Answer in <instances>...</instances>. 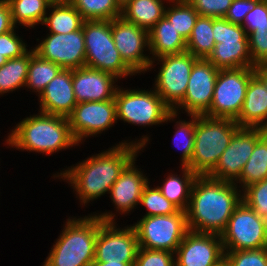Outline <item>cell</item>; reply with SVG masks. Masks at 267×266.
<instances>
[{"instance_id": "16", "label": "cell", "mask_w": 267, "mask_h": 266, "mask_svg": "<svg viewBox=\"0 0 267 266\" xmlns=\"http://www.w3.org/2000/svg\"><path fill=\"white\" fill-rule=\"evenodd\" d=\"M207 59L198 58L191 70L184 99L172 110H185L188 115H204L211 107L217 74Z\"/></svg>"}, {"instance_id": "33", "label": "cell", "mask_w": 267, "mask_h": 266, "mask_svg": "<svg viewBox=\"0 0 267 266\" xmlns=\"http://www.w3.org/2000/svg\"><path fill=\"white\" fill-rule=\"evenodd\" d=\"M170 7L165 9V17L172 23L176 31L187 41L199 16L187 0H170Z\"/></svg>"}, {"instance_id": "6", "label": "cell", "mask_w": 267, "mask_h": 266, "mask_svg": "<svg viewBox=\"0 0 267 266\" xmlns=\"http://www.w3.org/2000/svg\"><path fill=\"white\" fill-rule=\"evenodd\" d=\"M85 66L116 78L137 75L121 58L112 38V20L84 21Z\"/></svg>"}, {"instance_id": "43", "label": "cell", "mask_w": 267, "mask_h": 266, "mask_svg": "<svg viewBox=\"0 0 267 266\" xmlns=\"http://www.w3.org/2000/svg\"><path fill=\"white\" fill-rule=\"evenodd\" d=\"M248 35L258 26L267 25V0H259L244 18L241 24Z\"/></svg>"}, {"instance_id": "21", "label": "cell", "mask_w": 267, "mask_h": 266, "mask_svg": "<svg viewBox=\"0 0 267 266\" xmlns=\"http://www.w3.org/2000/svg\"><path fill=\"white\" fill-rule=\"evenodd\" d=\"M39 101V112L67 118L77 105L72 84V69H62L40 94Z\"/></svg>"}, {"instance_id": "39", "label": "cell", "mask_w": 267, "mask_h": 266, "mask_svg": "<svg viewBox=\"0 0 267 266\" xmlns=\"http://www.w3.org/2000/svg\"><path fill=\"white\" fill-rule=\"evenodd\" d=\"M16 26L13 30L0 35V67L7 60L22 56L28 51L27 44L16 34ZM18 35V36H17Z\"/></svg>"}, {"instance_id": "3", "label": "cell", "mask_w": 267, "mask_h": 266, "mask_svg": "<svg viewBox=\"0 0 267 266\" xmlns=\"http://www.w3.org/2000/svg\"><path fill=\"white\" fill-rule=\"evenodd\" d=\"M115 216L111 211L66 219L62 233L42 266H91L95 260L98 229L104 221H115Z\"/></svg>"}, {"instance_id": "34", "label": "cell", "mask_w": 267, "mask_h": 266, "mask_svg": "<svg viewBox=\"0 0 267 266\" xmlns=\"http://www.w3.org/2000/svg\"><path fill=\"white\" fill-rule=\"evenodd\" d=\"M85 21H111L121 17V8L115 0H68Z\"/></svg>"}, {"instance_id": "48", "label": "cell", "mask_w": 267, "mask_h": 266, "mask_svg": "<svg viewBox=\"0 0 267 266\" xmlns=\"http://www.w3.org/2000/svg\"><path fill=\"white\" fill-rule=\"evenodd\" d=\"M119 7L122 9L131 0H115Z\"/></svg>"}, {"instance_id": "51", "label": "cell", "mask_w": 267, "mask_h": 266, "mask_svg": "<svg viewBox=\"0 0 267 266\" xmlns=\"http://www.w3.org/2000/svg\"><path fill=\"white\" fill-rule=\"evenodd\" d=\"M219 266H228V264L225 261H223Z\"/></svg>"}, {"instance_id": "24", "label": "cell", "mask_w": 267, "mask_h": 266, "mask_svg": "<svg viewBox=\"0 0 267 266\" xmlns=\"http://www.w3.org/2000/svg\"><path fill=\"white\" fill-rule=\"evenodd\" d=\"M148 37V51L152 54L149 69L154 67L155 59L157 58L186 51V40L176 31L165 16L148 32Z\"/></svg>"}, {"instance_id": "1", "label": "cell", "mask_w": 267, "mask_h": 266, "mask_svg": "<svg viewBox=\"0 0 267 266\" xmlns=\"http://www.w3.org/2000/svg\"><path fill=\"white\" fill-rule=\"evenodd\" d=\"M135 140L119 142L116 146L55 174L54 178L61 177L71 184L76 198L79 197L81 205L86 206L90 201L110 192L125 167L137 158L138 153H141L139 151L145 148L150 139L143 135Z\"/></svg>"}, {"instance_id": "8", "label": "cell", "mask_w": 267, "mask_h": 266, "mask_svg": "<svg viewBox=\"0 0 267 266\" xmlns=\"http://www.w3.org/2000/svg\"><path fill=\"white\" fill-rule=\"evenodd\" d=\"M215 46L207 60L218 69L254 68L248 44V35L240 24L223 17H213Z\"/></svg>"}, {"instance_id": "27", "label": "cell", "mask_w": 267, "mask_h": 266, "mask_svg": "<svg viewBox=\"0 0 267 266\" xmlns=\"http://www.w3.org/2000/svg\"><path fill=\"white\" fill-rule=\"evenodd\" d=\"M182 177L170 173L164 179L161 186H157L164 197L173 203L179 210L187 211L192 186L195 179L198 177L189 167L181 166Z\"/></svg>"}, {"instance_id": "9", "label": "cell", "mask_w": 267, "mask_h": 266, "mask_svg": "<svg viewBox=\"0 0 267 266\" xmlns=\"http://www.w3.org/2000/svg\"><path fill=\"white\" fill-rule=\"evenodd\" d=\"M133 226L140 248L174 253L189 231L187 213L182 210L171 215L142 217Z\"/></svg>"}, {"instance_id": "25", "label": "cell", "mask_w": 267, "mask_h": 266, "mask_svg": "<svg viewBox=\"0 0 267 266\" xmlns=\"http://www.w3.org/2000/svg\"><path fill=\"white\" fill-rule=\"evenodd\" d=\"M163 1L131 0L121 9V17L149 32L165 16Z\"/></svg>"}, {"instance_id": "31", "label": "cell", "mask_w": 267, "mask_h": 266, "mask_svg": "<svg viewBox=\"0 0 267 266\" xmlns=\"http://www.w3.org/2000/svg\"><path fill=\"white\" fill-rule=\"evenodd\" d=\"M213 17L198 16L191 35L186 41V51L197 58L207 59L213 52Z\"/></svg>"}, {"instance_id": "35", "label": "cell", "mask_w": 267, "mask_h": 266, "mask_svg": "<svg viewBox=\"0 0 267 266\" xmlns=\"http://www.w3.org/2000/svg\"><path fill=\"white\" fill-rule=\"evenodd\" d=\"M149 183L145 185L139 203L148 211L143 217L176 213L179 209L163 196L158 187L151 188Z\"/></svg>"}, {"instance_id": "28", "label": "cell", "mask_w": 267, "mask_h": 266, "mask_svg": "<svg viewBox=\"0 0 267 266\" xmlns=\"http://www.w3.org/2000/svg\"><path fill=\"white\" fill-rule=\"evenodd\" d=\"M34 53V49L28 50L20 57L7 60L0 67V95L25 87L30 58Z\"/></svg>"}, {"instance_id": "7", "label": "cell", "mask_w": 267, "mask_h": 266, "mask_svg": "<svg viewBox=\"0 0 267 266\" xmlns=\"http://www.w3.org/2000/svg\"><path fill=\"white\" fill-rule=\"evenodd\" d=\"M117 120L140 126L160 125L174 121L177 112L172 111L153 90L123 89L118 86L115 92Z\"/></svg>"}, {"instance_id": "13", "label": "cell", "mask_w": 267, "mask_h": 266, "mask_svg": "<svg viewBox=\"0 0 267 266\" xmlns=\"http://www.w3.org/2000/svg\"><path fill=\"white\" fill-rule=\"evenodd\" d=\"M139 249L137 232L132 225L117 228L116 221H104L96 238L94 262L135 264Z\"/></svg>"}, {"instance_id": "10", "label": "cell", "mask_w": 267, "mask_h": 266, "mask_svg": "<svg viewBox=\"0 0 267 266\" xmlns=\"http://www.w3.org/2000/svg\"><path fill=\"white\" fill-rule=\"evenodd\" d=\"M254 75L253 68L219 69L211 107L204 115L236 120L245 99L247 86Z\"/></svg>"}, {"instance_id": "12", "label": "cell", "mask_w": 267, "mask_h": 266, "mask_svg": "<svg viewBox=\"0 0 267 266\" xmlns=\"http://www.w3.org/2000/svg\"><path fill=\"white\" fill-rule=\"evenodd\" d=\"M197 59L187 51L156 59L160 62V69L154 78L153 88L171 110L184 99L191 70Z\"/></svg>"}, {"instance_id": "42", "label": "cell", "mask_w": 267, "mask_h": 266, "mask_svg": "<svg viewBox=\"0 0 267 266\" xmlns=\"http://www.w3.org/2000/svg\"><path fill=\"white\" fill-rule=\"evenodd\" d=\"M199 16L225 17L233 0H187Z\"/></svg>"}, {"instance_id": "50", "label": "cell", "mask_w": 267, "mask_h": 266, "mask_svg": "<svg viewBox=\"0 0 267 266\" xmlns=\"http://www.w3.org/2000/svg\"><path fill=\"white\" fill-rule=\"evenodd\" d=\"M11 1L13 0H0V2L6 3V4H9Z\"/></svg>"}, {"instance_id": "26", "label": "cell", "mask_w": 267, "mask_h": 266, "mask_svg": "<svg viewBox=\"0 0 267 266\" xmlns=\"http://www.w3.org/2000/svg\"><path fill=\"white\" fill-rule=\"evenodd\" d=\"M48 10H51L50 14L45 16L42 25L49 28V33H70L81 29L85 21L68 0H54Z\"/></svg>"}, {"instance_id": "22", "label": "cell", "mask_w": 267, "mask_h": 266, "mask_svg": "<svg viewBox=\"0 0 267 266\" xmlns=\"http://www.w3.org/2000/svg\"><path fill=\"white\" fill-rule=\"evenodd\" d=\"M134 158L122 171L109 192L112 203L122 214L132 211L140 203L145 185L149 182L146 175L135 165Z\"/></svg>"}, {"instance_id": "47", "label": "cell", "mask_w": 267, "mask_h": 266, "mask_svg": "<svg viewBox=\"0 0 267 266\" xmlns=\"http://www.w3.org/2000/svg\"><path fill=\"white\" fill-rule=\"evenodd\" d=\"M91 266H131L128 263L121 262H93Z\"/></svg>"}, {"instance_id": "2", "label": "cell", "mask_w": 267, "mask_h": 266, "mask_svg": "<svg viewBox=\"0 0 267 266\" xmlns=\"http://www.w3.org/2000/svg\"><path fill=\"white\" fill-rule=\"evenodd\" d=\"M238 184L198 176L191 190L187 213L190 231L221 235L242 201Z\"/></svg>"}, {"instance_id": "17", "label": "cell", "mask_w": 267, "mask_h": 266, "mask_svg": "<svg viewBox=\"0 0 267 266\" xmlns=\"http://www.w3.org/2000/svg\"><path fill=\"white\" fill-rule=\"evenodd\" d=\"M112 38L121 58L136 74L149 70L151 56L143 53L149 49L148 31L118 17L112 20Z\"/></svg>"}, {"instance_id": "36", "label": "cell", "mask_w": 267, "mask_h": 266, "mask_svg": "<svg viewBox=\"0 0 267 266\" xmlns=\"http://www.w3.org/2000/svg\"><path fill=\"white\" fill-rule=\"evenodd\" d=\"M187 116L191 117L190 121L179 120L174 125L177 131L174 132L173 142L182 151L181 166H187L190 163L194 148L196 115Z\"/></svg>"}, {"instance_id": "11", "label": "cell", "mask_w": 267, "mask_h": 266, "mask_svg": "<svg viewBox=\"0 0 267 266\" xmlns=\"http://www.w3.org/2000/svg\"><path fill=\"white\" fill-rule=\"evenodd\" d=\"M267 220L259 217L243 200L235 208L221 234L224 251L264 248Z\"/></svg>"}, {"instance_id": "23", "label": "cell", "mask_w": 267, "mask_h": 266, "mask_svg": "<svg viewBox=\"0 0 267 266\" xmlns=\"http://www.w3.org/2000/svg\"><path fill=\"white\" fill-rule=\"evenodd\" d=\"M235 121L240 127H267V89L256 75L249 81L240 114Z\"/></svg>"}, {"instance_id": "19", "label": "cell", "mask_w": 267, "mask_h": 266, "mask_svg": "<svg viewBox=\"0 0 267 266\" xmlns=\"http://www.w3.org/2000/svg\"><path fill=\"white\" fill-rule=\"evenodd\" d=\"M224 261L221 235L188 231L175 252L176 266H219Z\"/></svg>"}, {"instance_id": "29", "label": "cell", "mask_w": 267, "mask_h": 266, "mask_svg": "<svg viewBox=\"0 0 267 266\" xmlns=\"http://www.w3.org/2000/svg\"><path fill=\"white\" fill-rule=\"evenodd\" d=\"M267 179V132L257 141L253 152L241 172L239 183L242 191L254 183Z\"/></svg>"}, {"instance_id": "44", "label": "cell", "mask_w": 267, "mask_h": 266, "mask_svg": "<svg viewBox=\"0 0 267 266\" xmlns=\"http://www.w3.org/2000/svg\"><path fill=\"white\" fill-rule=\"evenodd\" d=\"M259 0H233L225 15V19L231 23L242 24L247 13L253 9Z\"/></svg>"}, {"instance_id": "37", "label": "cell", "mask_w": 267, "mask_h": 266, "mask_svg": "<svg viewBox=\"0 0 267 266\" xmlns=\"http://www.w3.org/2000/svg\"><path fill=\"white\" fill-rule=\"evenodd\" d=\"M242 200L259 217L267 220V179L246 187L242 191Z\"/></svg>"}, {"instance_id": "45", "label": "cell", "mask_w": 267, "mask_h": 266, "mask_svg": "<svg viewBox=\"0 0 267 266\" xmlns=\"http://www.w3.org/2000/svg\"><path fill=\"white\" fill-rule=\"evenodd\" d=\"M15 27L9 4L0 2V35L13 30Z\"/></svg>"}, {"instance_id": "40", "label": "cell", "mask_w": 267, "mask_h": 266, "mask_svg": "<svg viewBox=\"0 0 267 266\" xmlns=\"http://www.w3.org/2000/svg\"><path fill=\"white\" fill-rule=\"evenodd\" d=\"M249 52L254 66L267 64V25L248 34Z\"/></svg>"}, {"instance_id": "14", "label": "cell", "mask_w": 267, "mask_h": 266, "mask_svg": "<svg viewBox=\"0 0 267 266\" xmlns=\"http://www.w3.org/2000/svg\"><path fill=\"white\" fill-rule=\"evenodd\" d=\"M265 133L266 130L262 128L240 127L220 156L216 167L207 176L235 183L240 178L255 144Z\"/></svg>"}, {"instance_id": "15", "label": "cell", "mask_w": 267, "mask_h": 266, "mask_svg": "<svg viewBox=\"0 0 267 266\" xmlns=\"http://www.w3.org/2000/svg\"><path fill=\"white\" fill-rule=\"evenodd\" d=\"M67 118L73 136L82 143L84 138L101 134L117 123L115 99L77 103Z\"/></svg>"}, {"instance_id": "20", "label": "cell", "mask_w": 267, "mask_h": 266, "mask_svg": "<svg viewBox=\"0 0 267 266\" xmlns=\"http://www.w3.org/2000/svg\"><path fill=\"white\" fill-rule=\"evenodd\" d=\"M118 81L114 75L87 66L72 70V84L77 103L106 101L115 97Z\"/></svg>"}, {"instance_id": "32", "label": "cell", "mask_w": 267, "mask_h": 266, "mask_svg": "<svg viewBox=\"0 0 267 266\" xmlns=\"http://www.w3.org/2000/svg\"><path fill=\"white\" fill-rule=\"evenodd\" d=\"M62 70V68L51 62L42 59L36 53L30 58L29 69L25 87L32 92L40 94L44 91L48 83Z\"/></svg>"}, {"instance_id": "38", "label": "cell", "mask_w": 267, "mask_h": 266, "mask_svg": "<svg viewBox=\"0 0 267 266\" xmlns=\"http://www.w3.org/2000/svg\"><path fill=\"white\" fill-rule=\"evenodd\" d=\"M224 261L228 266H267V250L224 251Z\"/></svg>"}, {"instance_id": "4", "label": "cell", "mask_w": 267, "mask_h": 266, "mask_svg": "<svg viewBox=\"0 0 267 266\" xmlns=\"http://www.w3.org/2000/svg\"><path fill=\"white\" fill-rule=\"evenodd\" d=\"M11 148L51 155L79 145L68 118L40 112L20 121L6 139Z\"/></svg>"}, {"instance_id": "18", "label": "cell", "mask_w": 267, "mask_h": 266, "mask_svg": "<svg viewBox=\"0 0 267 266\" xmlns=\"http://www.w3.org/2000/svg\"><path fill=\"white\" fill-rule=\"evenodd\" d=\"M33 49L44 60L59 65L62 69H77L85 66L83 28L66 34H47Z\"/></svg>"}, {"instance_id": "5", "label": "cell", "mask_w": 267, "mask_h": 266, "mask_svg": "<svg viewBox=\"0 0 267 266\" xmlns=\"http://www.w3.org/2000/svg\"><path fill=\"white\" fill-rule=\"evenodd\" d=\"M239 128L232 119L196 115L194 148L187 167L198 176H207Z\"/></svg>"}, {"instance_id": "30", "label": "cell", "mask_w": 267, "mask_h": 266, "mask_svg": "<svg viewBox=\"0 0 267 266\" xmlns=\"http://www.w3.org/2000/svg\"><path fill=\"white\" fill-rule=\"evenodd\" d=\"M54 0H13L9 3L14 25L34 28L43 23ZM18 23V24H17Z\"/></svg>"}, {"instance_id": "41", "label": "cell", "mask_w": 267, "mask_h": 266, "mask_svg": "<svg viewBox=\"0 0 267 266\" xmlns=\"http://www.w3.org/2000/svg\"><path fill=\"white\" fill-rule=\"evenodd\" d=\"M175 253L165 250L140 248L137 251L136 266H176Z\"/></svg>"}, {"instance_id": "49", "label": "cell", "mask_w": 267, "mask_h": 266, "mask_svg": "<svg viewBox=\"0 0 267 266\" xmlns=\"http://www.w3.org/2000/svg\"><path fill=\"white\" fill-rule=\"evenodd\" d=\"M264 248L267 250V225H266V233H265V244Z\"/></svg>"}, {"instance_id": "46", "label": "cell", "mask_w": 267, "mask_h": 266, "mask_svg": "<svg viewBox=\"0 0 267 266\" xmlns=\"http://www.w3.org/2000/svg\"><path fill=\"white\" fill-rule=\"evenodd\" d=\"M254 74L263 82L267 89V64H260L253 68Z\"/></svg>"}]
</instances>
